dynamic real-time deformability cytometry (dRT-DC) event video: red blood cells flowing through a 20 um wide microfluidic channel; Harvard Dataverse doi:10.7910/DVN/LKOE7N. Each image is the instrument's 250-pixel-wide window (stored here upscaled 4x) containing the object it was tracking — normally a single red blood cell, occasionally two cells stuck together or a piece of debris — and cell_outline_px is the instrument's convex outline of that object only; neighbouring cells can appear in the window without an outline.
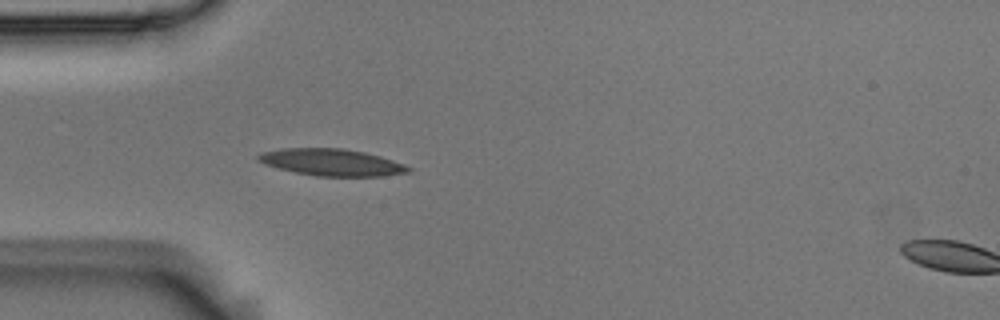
{"species": "Egyptian fruit bat (a non-hibernating species)", "species_latin": "Rousettus aegyptiacus", "temperature_condition": "room temperature", "stored_images_in_passage": 3, "segment_of_instrument_passage": [1, 2], "camera_frame_rate_fps": 3000, "um_per_image_px": 0.085, "animal": {"sex": "male"}, "frame": {"image": 1, "passage_image": 2, "time_ms": 0.333, "image_size_px": [1000, 320], "cell_outline_px": [[412, 172], [384, 176], [316, 176], [276, 168], [264, 164], [256, 160], [256, 156], [260, 152], [280, 148], [344, 148], [364, 152], [380, 156], [404, 164], [412, 168]], "centroid_in_image_um": [28.17, 13.79], "position_along_channel_um": 56.8, "area_um2": 23.76}}